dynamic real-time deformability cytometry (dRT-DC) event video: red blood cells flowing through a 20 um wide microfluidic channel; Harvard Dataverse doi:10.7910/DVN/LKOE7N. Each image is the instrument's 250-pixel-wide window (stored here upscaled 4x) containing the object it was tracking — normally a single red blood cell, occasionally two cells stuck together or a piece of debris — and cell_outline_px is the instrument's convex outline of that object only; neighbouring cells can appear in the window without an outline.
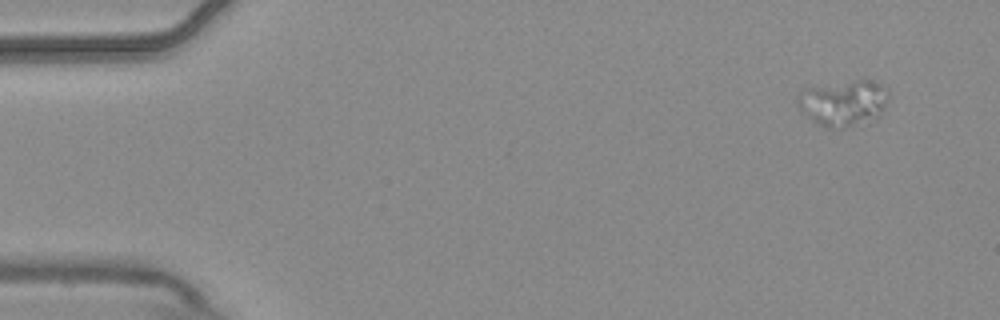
{"species": "common noctule bat (a hibernating species)", "species_latin": "Nyctalus noctula", "temperature_condition": "warm", "stored_images_in_passage": 5, "camera_frame_rate_fps": 3000, "um_per_image_px": 0.085, "animal": {"sex": "male", "body_mass_g": 20.4}, "frame": {"image": 1, "passage_image": 5, "time_ms": 1.333, "image_size_px": [1000, 320], "cell_outline_px": [[888, 100], [884, 108], [876, 120], [868, 124], [840, 128], [828, 128], [816, 124], [800, 108], [796, 100], [796, 96], [804, 88], [856, 80], [876, 80], [884, 84], [888, 88]], "centroid_in_image_um": [71.75, 8.76], "position_along_channel_um": 13.2, "area_um2": 24.91}}